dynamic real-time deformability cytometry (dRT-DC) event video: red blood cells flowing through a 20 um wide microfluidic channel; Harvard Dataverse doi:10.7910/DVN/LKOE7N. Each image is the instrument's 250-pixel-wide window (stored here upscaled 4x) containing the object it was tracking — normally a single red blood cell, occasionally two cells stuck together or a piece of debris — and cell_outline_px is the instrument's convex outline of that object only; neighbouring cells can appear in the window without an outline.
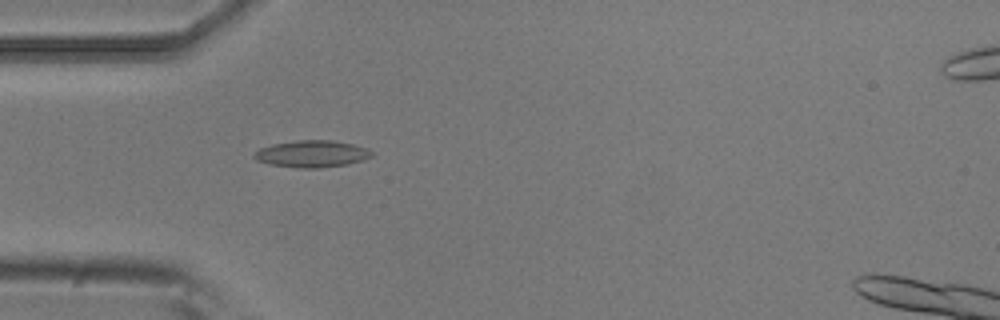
{"species": "common noctule bat (a hibernating species)", "species_latin": "Nyctalus noctula", "temperature_condition": "room temperature", "stored_images_in_passage": 5, "camera_frame_rate_fps": 3000, "um_per_image_px": 0.085, "animal": {"sex": "male", "body_mass_g": 20.5, "forearm_length_mm": 52.5}, "frame": {"image": 1, "passage_image": 5, "time_ms": 1.333, "image_size_px": [1000, 320], "cell_outline_px": [[372, 156], [364, 160], [348, 164], [320, 168], [300, 168], [268, 164], [256, 160], [252, 156], [260, 148], [272, 144], [296, 140], [332, 140], [352, 144], [368, 148], [372, 152]], "centroid_in_image_um": [26.51, 13.08], "position_along_channel_um": 58.5, "area_um2": 18.5}}